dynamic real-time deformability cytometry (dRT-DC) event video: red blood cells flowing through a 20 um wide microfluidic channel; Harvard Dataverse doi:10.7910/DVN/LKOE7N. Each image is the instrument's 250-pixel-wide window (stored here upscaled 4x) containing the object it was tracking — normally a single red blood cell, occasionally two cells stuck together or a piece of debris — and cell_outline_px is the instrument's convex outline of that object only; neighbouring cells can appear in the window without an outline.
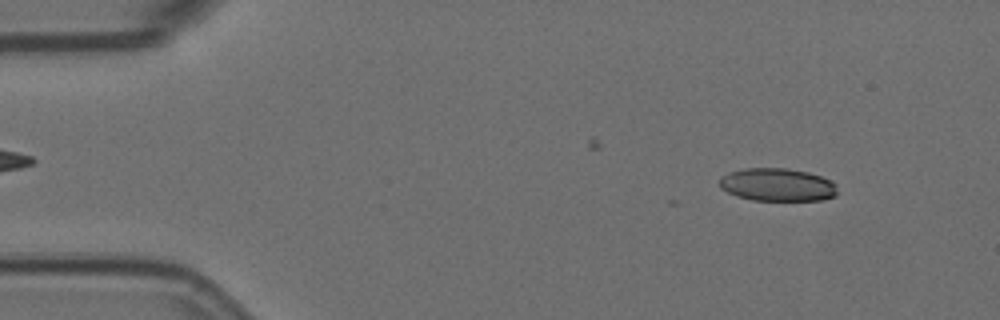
{"species": "Egyptian fruit bat (a non-hibernating species)", "species_latin": "Rousettus aegyptiacus", "temperature_condition": "room temperature", "stored_images_in_passage": 13, "camera_frame_rate_fps": 3000, "um_per_image_px": 0.085, "animal": {"sex": "female"}, "frame": {"image": 1, "passage_image": 6, "time_ms": 1.667, "image_size_px": [1000, 320], "cell_outline_px": [[836, 196], [824, 200], [752, 200], [736, 196], [720, 188], [720, 176], [728, 172], [744, 168], [788, 168], [808, 172], [820, 176], [836, 184]], "centroid_in_image_um": [66.05, 15.7], "position_along_channel_um": 18.9, "area_um2": 22.72}}